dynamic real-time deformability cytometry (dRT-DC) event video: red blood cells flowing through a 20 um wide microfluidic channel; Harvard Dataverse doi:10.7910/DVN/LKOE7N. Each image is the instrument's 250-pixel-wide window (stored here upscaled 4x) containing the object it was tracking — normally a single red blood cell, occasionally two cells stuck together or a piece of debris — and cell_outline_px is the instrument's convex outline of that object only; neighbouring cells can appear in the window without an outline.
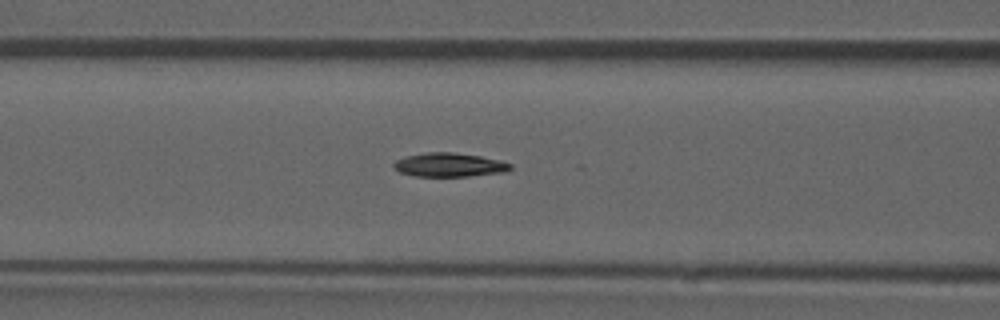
{"species": "common noctule bat (a hibernating species)", "species_latin": "Nyctalus noctula", "temperature_condition": "room temperature", "stored_images_in_passage": 6, "camera_frame_rate_fps": 3000, "um_per_image_px": 0.085, "animal": {"sex": "male", "forearm_length_mm": 52.5}, "frame": {"image": 1, "passage_image": 6, "time_ms": 1.667, "image_size_px": [1000, 320], "cell_outline_px": [[512, 168], [504, 172], [468, 176], [412, 176], [400, 172], [392, 164], [396, 160], [404, 156], [428, 152], [452, 152], [480, 156], [500, 160], [512, 164]], "centroid_in_image_um": [38.18, 14.01], "position_along_channel_um": 128.4, "area_um2": 16.18}}